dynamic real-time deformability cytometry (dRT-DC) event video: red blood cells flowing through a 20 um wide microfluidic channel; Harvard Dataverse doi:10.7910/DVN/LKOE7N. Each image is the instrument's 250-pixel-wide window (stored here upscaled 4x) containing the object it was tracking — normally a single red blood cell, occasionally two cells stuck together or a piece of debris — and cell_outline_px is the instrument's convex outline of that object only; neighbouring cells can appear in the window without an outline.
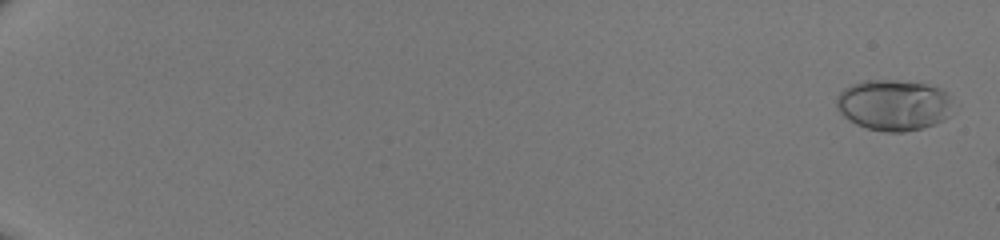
{"species": "human", "species_latin": "Homo sapiens", "temperature_condition": "room temperature", "stored_images_in_passage": 10, "camera_frame_rate_fps": 3000, "um_per_image_px": 0.085, "donor": {"sex": "male"}, "frame": {"image": 1, "passage_image": 2, "time_ms": 0.333, "image_size_px": [1000, 240], "cell_outline_px": [[948, 116], [944, 120], [936, 124], [924, 128], [904, 132], [884, 132], [868, 128], [856, 124], [848, 120], [836, 108], [836, 96], [844, 88], [852, 84], [864, 80], [896, 80], [924, 84], [940, 88], [948, 96]], "centroid_in_image_um": [75.89, 8.94], "position_along_channel_um": 9.1, "area_um2": 34.39}}